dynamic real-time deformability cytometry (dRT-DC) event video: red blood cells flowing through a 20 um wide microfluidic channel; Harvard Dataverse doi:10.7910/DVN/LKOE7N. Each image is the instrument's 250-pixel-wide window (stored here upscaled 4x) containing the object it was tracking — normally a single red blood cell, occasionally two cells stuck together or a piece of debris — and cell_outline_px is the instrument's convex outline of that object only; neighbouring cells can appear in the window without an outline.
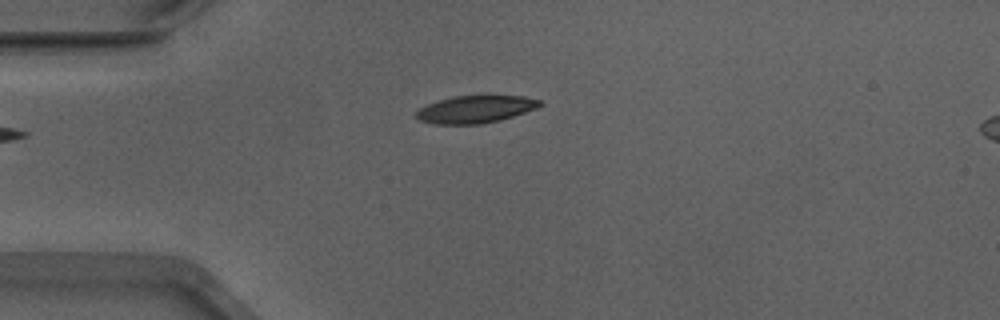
{"species": "Egyptian fruit bat (a non-hibernating species)", "species_latin": "Rousettus aegyptiacus", "temperature_condition": "warm", "stored_images_in_passage": 40, "camera_frame_rate_fps": 3000, "um_per_image_px": 0.085, "animal": {"sex": "male"}, "frame": {"image": 1, "passage_image": 1, "time_ms": 0.0, "image_size_px": [1000, 320], "cell_outline_px": [[544, 104], [536, 108], [500, 120], [480, 124], [432, 124], [420, 120], [416, 116], [416, 112], [420, 108], [428, 104], [452, 96], [524, 96], [540, 100]], "centroid_in_image_um": [40.41, 9.29], "position_along_channel_um": 44.6, "area_um2": 19.54}}
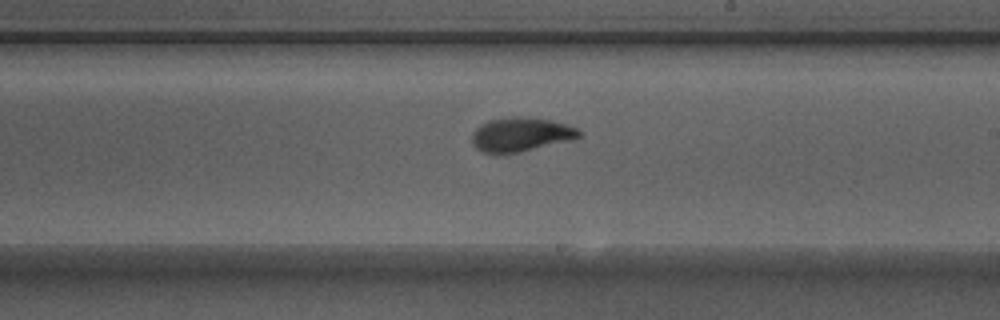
{"frame": {"image": 2, "passage_image": 18, "time_ms": 5.667, "image_size_px": [1000, 320], "cell_outline_px": [[580, 136], [572, 140], [520, 152], [484, 152], [476, 148], [472, 144], [472, 132], [480, 124], [488, 120], [512, 116], [528, 116], [548, 120], [564, 124], [576, 128], [580, 132]], "centroid_in_image_um": [44.24, 11.41], "position_along_channel_um": 244.8, "area_um2": 21.1}}
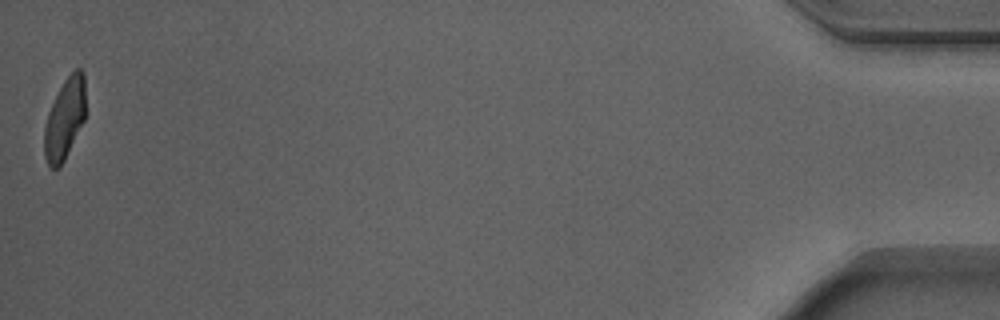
{"frame": {"image": 3, "passage_image": 40, "time_ms": 13.0, "image_size_px": [1000, 320], "cell_outline_px": [[84, 120], [64, 160], [56, 168], [52, 168], [48, 164], [44, 156], [44, 128], [48, 112], [64, 80], [76, 68], [80, 68], [84, 72]], "centroid_in_image_um": [5.49, 10.09], "position_along_channel_um": 429.7, "area_um2": 19.02}, "authors_computed_cell_mechanics": {"area_um2": 20.7791, "velocity_mm_per_s": 3.8859, "shape_relaxation_time_tau1_ms": 3.2436, "shape_relaxation_time_tau2_ms": 1.4532, "deformation_change_tau1": 0.1658, "deformation_change_tau2": 0.071}}